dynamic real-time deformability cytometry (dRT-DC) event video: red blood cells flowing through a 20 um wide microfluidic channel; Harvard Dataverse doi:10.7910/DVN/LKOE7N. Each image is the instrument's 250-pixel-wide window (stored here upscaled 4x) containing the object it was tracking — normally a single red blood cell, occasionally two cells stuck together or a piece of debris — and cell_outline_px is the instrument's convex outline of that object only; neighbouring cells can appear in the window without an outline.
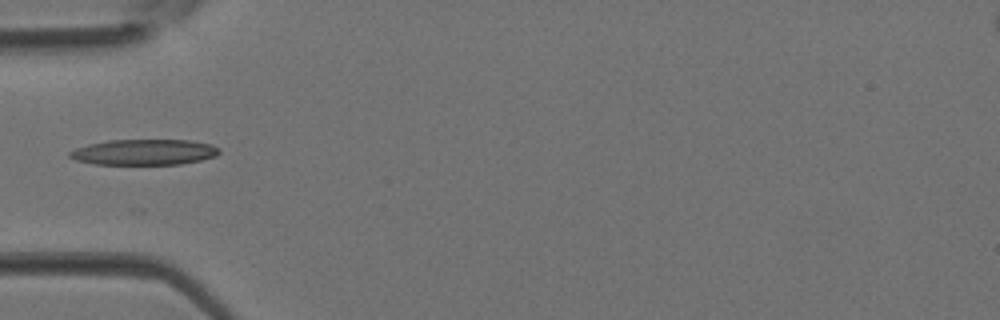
{"species": "Egyptian fruit bat (a non-hibernating species)", "species_latin": "Rousettus aegyptiacus", "temperature_condition": "room temperature", "stored_images_in_passage": 4, "camera_frame_rate_fps": 3000, "um_per_image_px": 0.085, "animal": {"sex": "female"}, "frame": {"image": 1, "passage_image": 4, "time_ms": 1.0, "image_size_px": [1000, 320], "cell_outline_px": [[220, 152], [216, 156], [200, 160], [180, 164], [96, 164], [76, 160], [68, 156], [68, 152], [76, 148], [88, 144], [108, 140], [188, 140], [212, 144], [220, 148]], "centroid_in_image_um": [12.26, 12.92], "position_along_channel_um": 72.7, "area_um2": 22.37}}